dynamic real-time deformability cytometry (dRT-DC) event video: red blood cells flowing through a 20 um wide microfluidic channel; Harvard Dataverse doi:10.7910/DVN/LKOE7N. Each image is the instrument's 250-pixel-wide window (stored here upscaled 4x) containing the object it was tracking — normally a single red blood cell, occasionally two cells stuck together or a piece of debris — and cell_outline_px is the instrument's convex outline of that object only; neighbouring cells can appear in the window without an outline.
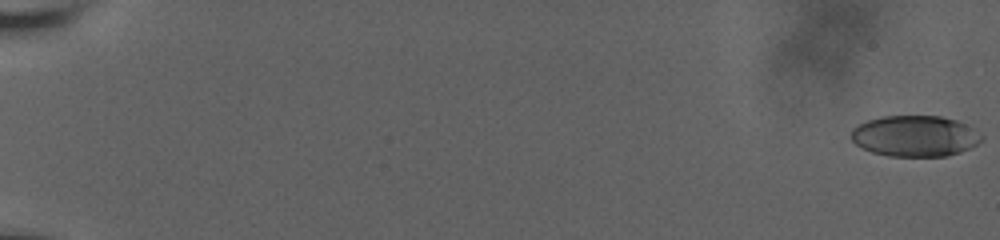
{"species": "human", "species_latin": "Homo sapiens", "temperature_condition": "room temperature", "stored_images_in_passage": 61, "camera_frame_rate_fps": 3000, "um_per_image_px": 0.085, "donor": {"sex": "male"}, "frame": {"image": 1, "passage_image": 1, "time_ms": 0.0, "image_size_px": [1000, 240], "cell_outline_px": [[984, 136], [976, 144], [960, 152], [944, 156], [888, 156], [872, 152], [856, 144], [852, 140], [852, 128], [868, 120], [880, 116], [940, 116], [956, 120], [972, 128]], "centroid_in_image_um": [77.76, 11.56], "position_along_channel_um": 7.2, "area_um2": 30.87}}
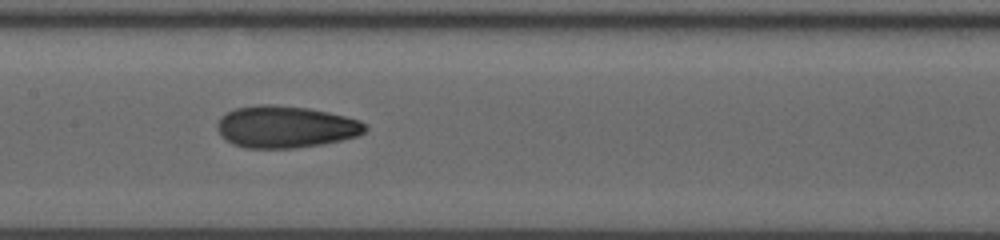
{"frame": {"image": 2, "passage_image": 34, "time_ms": 11.0, "image_size_px": [1000, 240], "cell_outline_px": [[368, 128], [360, 136], [320, 144], [296, 148], [244, 148], [232, 144], [220, 136], [216, 128], [216, 124], [220, 116], [236, 108], [260, 104], [272, 104], [308, 108], [328, 112], [360, 120]], "centroid_in_image_um": [24.24, 10.78], "position_along_channel_um": 183.2, "area_um2": 36.36}}
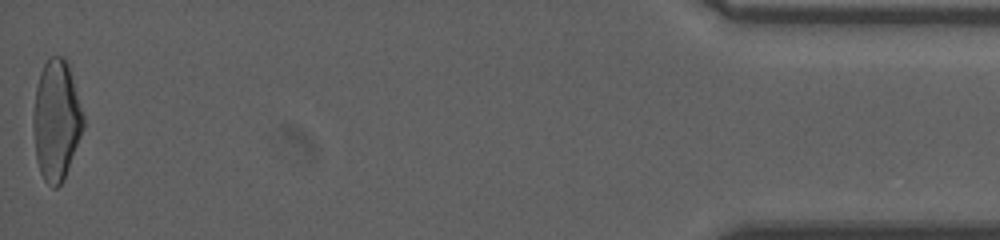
{"frame": {"image": 3, "passage_image": 61, "time_ms": 20.0, "image_size_px": [1000, 240], "cell_outline_px": [[84, 128], [64, 180], [56, 188], [52, 188], [44, 180], [40, 172], [36, 160], [32, 124], [32, 120], [36, 88], [40, 72], [48, 56], [64, 56], [68, 64], [84, 116]], "centroid_in_image_um": [4.78, 10.24], "position_along_channel_um": 430.4, "area_um2": 35.32}, "authors_computed_cell_mechanics": {"area_um2": 34.102, "velocity_mm_per_s": 3.6859, "shape_relaxation_time_tau1_ms": 7.0336, "shape_relaxation_time_tau2_ms": 1.6957, "deformation_change_tau1": 0.1889, "deformation_change_tau2": 0.0802}}